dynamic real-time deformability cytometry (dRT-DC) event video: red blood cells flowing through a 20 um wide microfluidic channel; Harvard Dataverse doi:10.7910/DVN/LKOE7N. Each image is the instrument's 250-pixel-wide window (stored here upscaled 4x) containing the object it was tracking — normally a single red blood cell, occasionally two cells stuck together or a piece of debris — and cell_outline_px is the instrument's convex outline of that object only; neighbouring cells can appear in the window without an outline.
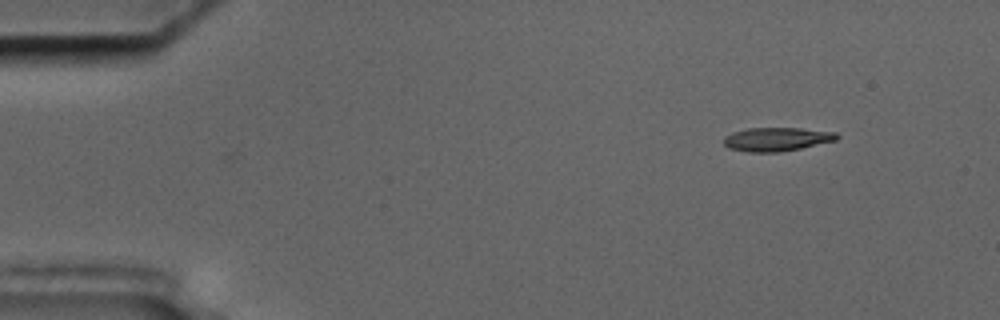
{"species": "common noctule bat (a hibernating species)", "species_latin": "Nyctalus noctula", "temperature_condition": "cold", "stored_images_in_passage": 2, "camera_frame_rate_fps": 3000, "um_per_image_px": 0.085, "animal": {"sex": "male", "body_mass_g": 17.5, "forearm_length_mm": 52.3}, "frame": {"image": 1, "passage_image": 2, "time_ms": 0.333, "image_size_px": [1000, 320], "cell_outline_px": [[840, 136], [836, 140], [800, 148], [780, 152], [748, 152], [728, 148], [724, 144], [724, 136], [732, 132], [748, 128], [800, 128], [836, 132]], "centroid_in_image_um": [66.0, 11.83], "position_along_channel_um": 19.0, "area_um2": 15.61}}